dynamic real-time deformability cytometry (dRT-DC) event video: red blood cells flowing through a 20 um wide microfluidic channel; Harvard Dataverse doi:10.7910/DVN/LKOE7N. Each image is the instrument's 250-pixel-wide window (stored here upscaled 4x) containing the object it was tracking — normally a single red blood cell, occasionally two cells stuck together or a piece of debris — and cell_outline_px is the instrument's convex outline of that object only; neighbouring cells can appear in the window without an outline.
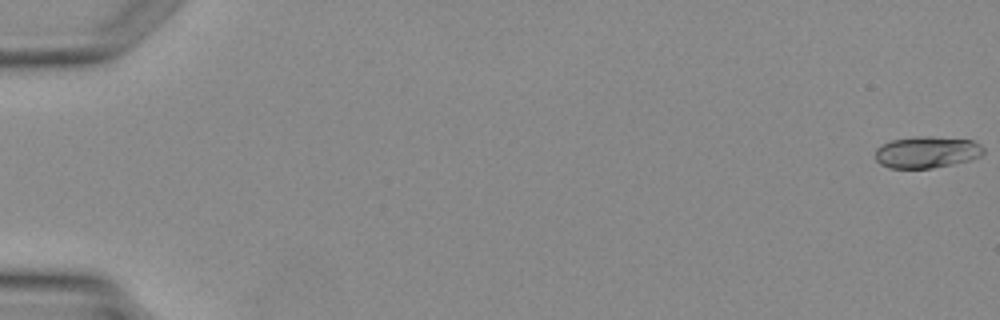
{"species": "Egyptian fruit bat (a non-hibernating species)", "species_latin": "Rousettus aegyptiacus", "temperature_condition": "warm", "stored_images_in_passage": 4, "camera_frame_rate_fps": 3000, "um_per_image_px": 0.085, "animal": {"sex": "female"}, "frame": {"image": 1, "passage_image": 1, "time_ms": 0.0, "image_size_px": [1000, 320], "cell_outline_px": [[984, 152], [980, 156], [972, 160], [932, 168], [888, 168], [880, 164], [876, 160], [876, 148], [892, 140], [916, 136], [932, 136], [972, 140], [980, 144], [984, 148]], "centroid_in_image_um": [78.8, 12.93], "position_along_channel_um": 6.2, "area_um2": 20.06}}